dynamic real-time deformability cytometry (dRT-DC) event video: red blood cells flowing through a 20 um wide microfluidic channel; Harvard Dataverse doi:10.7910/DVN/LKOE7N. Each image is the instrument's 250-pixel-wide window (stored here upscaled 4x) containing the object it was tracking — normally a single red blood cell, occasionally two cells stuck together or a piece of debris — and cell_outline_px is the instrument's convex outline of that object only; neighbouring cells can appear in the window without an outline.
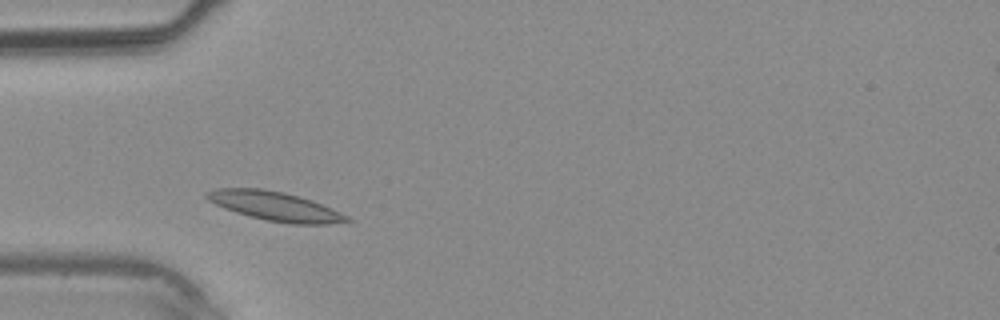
{"species": "common noctule bat (a hibernating species)", "species_latin": "Nyctalus noctula", "temperature_condition": "warm", "stored_images_in_passage": 24, "camera_frame_rate_fps": 3000, "um_per_image_px": 0.085, "animal": {"sex": "male", "body_mass_g": 20.4}, "frame": {"image": 1, "passage_image": 4, "time_ms": 1.0, "image_size_px": [1000, 320], "cell_outline_px": [[352, 220], [328, 224], [292, 224], [268, 220], [236, 212], [224, 208], [208, 200], [204, 196], [204, 192], [216, 188], [264, 188], [284, 192], [312, 200], [332, 208], [348, 216]], "centroid_in_image_um": [23.36, 17.51], "position_along_channel_um": 61.6, "area_um2": 23.64}}
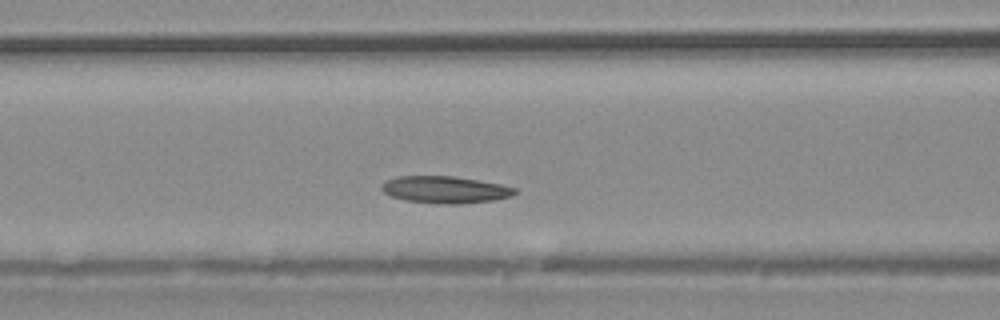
{"frame": {"image": 2, "passage_image": 8, "time_ms": 2.333, "image_size_px": [1000, 320], "cell_outline_px": [[516, 192], [512, 196], [496, 200], [460, 204], [440, 204], [404, 200], [392, 196], [384, 192], [380, 188], [380, 184], [396, 176], [456, 176], [480, 180], [500, 184], [516, 188]], "centroid_in_image_um": [37.84, 16.12], "position_along_channel_um": 128.8, "area_um2": 21.15}}